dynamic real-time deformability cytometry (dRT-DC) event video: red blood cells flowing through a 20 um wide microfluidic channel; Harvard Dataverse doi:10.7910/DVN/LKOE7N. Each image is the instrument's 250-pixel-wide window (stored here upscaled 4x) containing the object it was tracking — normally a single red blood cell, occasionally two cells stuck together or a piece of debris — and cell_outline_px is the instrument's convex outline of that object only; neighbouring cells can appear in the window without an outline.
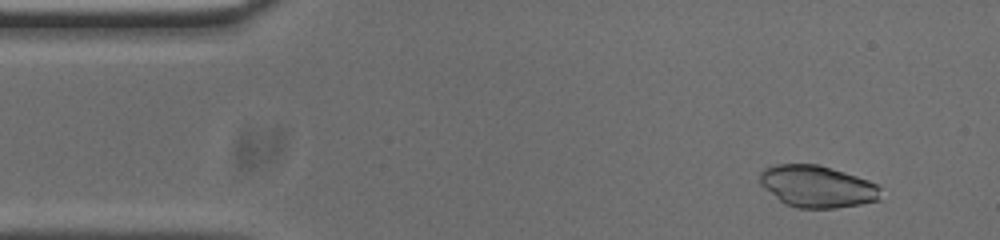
{"species": "common noctule bat (a hibernating species)", "species_latin": "Nyctalus noctula", "temperature_condition": "cold", "stored_images_in_passage": 52, "camera_frame_rate_fps": 3000, "um_per_image_px": 0.085, "animal": {"sex": "male", "body_mass_g": 20.0, "forearm_length_mm": 53.3}, "frame": {"image": 1, "passage_image": 4, "time_ms": 1.0, "image_size_px": [1000, 240], "cell_outline_px": [[880, 200], [860, 204], [836, 208], [800, 208], [784, 204], [760, 184], [760, 172], [764, 168], [776, 164], [816, 164], [844, 172], [868, 180], [876, 184], [880, 188]], "centroid_in_image_um": [69.45, 15.85], "position_along_channel_um": 15.6, "area_um2": 29.36}}